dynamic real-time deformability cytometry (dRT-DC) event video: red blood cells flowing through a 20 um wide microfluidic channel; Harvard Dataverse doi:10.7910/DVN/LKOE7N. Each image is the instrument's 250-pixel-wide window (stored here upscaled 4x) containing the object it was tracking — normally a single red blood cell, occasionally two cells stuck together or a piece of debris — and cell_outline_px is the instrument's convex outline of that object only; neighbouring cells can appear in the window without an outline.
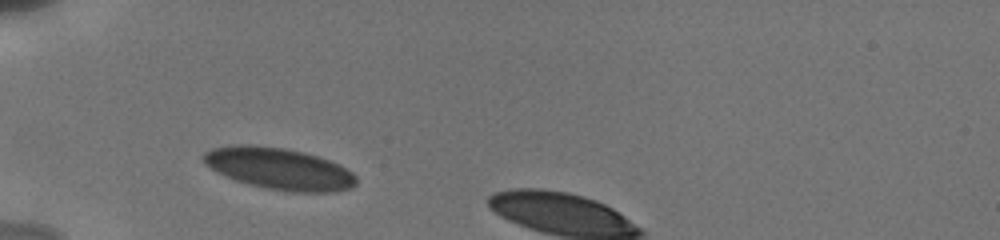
{"species": "human", "species_latin": "Homo sapiens", "temperature_condition": "cold", "stored_images_in_passage": 3, "camera_frame_rate_fps": 3000, "um_per_image_px": 0.085, "donor": {"sex": "male"}, "frame": {"image": 1, "passage_image": 1, "time_ms": 0.0, "image_size_px": [1000, 240], "cell_outline_px": [[356, 184], [352, 188], [336, 192], [292, 192], [264, 188], [248, 184], [236, 180], [216, 172], [204, 164], [200, 156], [204, 152], [212, 148], [232, 144], [252, 144], [284, 148], [304, 152], [340, 164], [352, 172], [356, 176]], "centroid_in_image_um": [23.69, 14.33], "position_along_channel_um": 61.3, "area_um2": 37.57}}